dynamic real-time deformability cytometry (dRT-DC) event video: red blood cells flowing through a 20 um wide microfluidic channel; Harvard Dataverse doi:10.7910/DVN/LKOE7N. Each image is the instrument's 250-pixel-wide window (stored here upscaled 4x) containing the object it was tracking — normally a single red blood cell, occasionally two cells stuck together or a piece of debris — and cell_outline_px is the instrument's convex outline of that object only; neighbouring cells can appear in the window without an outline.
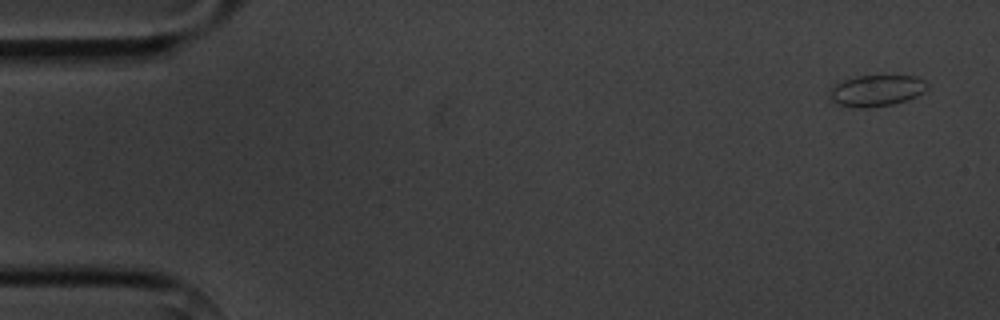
{"species": "common noctule bat (a hibernating species)", "species_latin": "Nyctalus noctula", "temperature_condition": "cold", "stored_images_in_passage": 6, "camera_frame_rate_fps": 3000, "um_per_image_px": 0.085, "animal": {"sex": "male", "body_mass_g": 20.1, "forearm_length_mm": 53.5}, "frame": {"image": 1, "passage_image": 1, "time_ms": 0.0, "image_size_px": [1000, 320], "cell_outline_px": [[928, 88], [924, 92], [908, 100], [892, 104], [868, 108], [860, 108], [836, 104], [828, 96], [828, 92], [836, 84], [844, 80], [856, 76], [916, 76], [924, 80], [928, 84]], "centroid_in_image_um": [74.51, 7.71], "position_along_channel_um": 10.5, "area_um2": 17.86}}
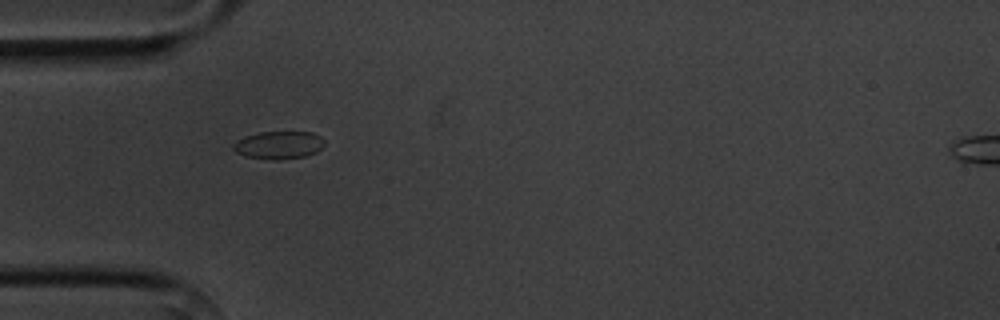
{"frame": {"image": 2, "passage_image": 5, "time_ms": 4.667, "image_size_px": [1000, 320], "cell_outline_px": [[324, 144], [316, 152], [304, 156], [280, 160], [272, 160], [244, 156], [236, 152], [232, 148], [232, 144], [236, 140], [244, 136], [260, 132], [312, 132], [320, 136], [324, 140]], "centroid_in_image_um": [23.65, 12.33], "position_along_channel_um": 61.3, "area_um2": 14.85}}
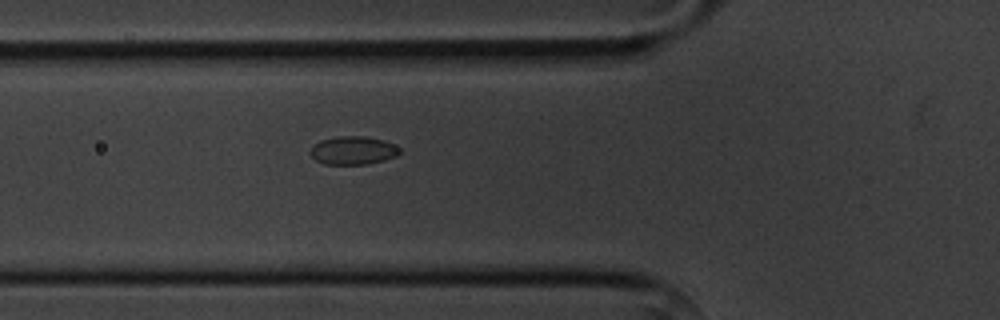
{"frame": {"image": 3, "passage_image": 6, "time_ms": 5.667, "image_size_px": [1000, 320], "cell_outline_px": [[404, 152], [400, 156], [368, 164], [324, 164], [316, 160], [308, 152], [312, 144], [320, 140], [336, 136], [364, 136], [384, 140], [400, 148]], "centroid_in_image_um": [30.03, 12.78], "position_along_channel_um": 95.8, "area_um2": 15.09}}